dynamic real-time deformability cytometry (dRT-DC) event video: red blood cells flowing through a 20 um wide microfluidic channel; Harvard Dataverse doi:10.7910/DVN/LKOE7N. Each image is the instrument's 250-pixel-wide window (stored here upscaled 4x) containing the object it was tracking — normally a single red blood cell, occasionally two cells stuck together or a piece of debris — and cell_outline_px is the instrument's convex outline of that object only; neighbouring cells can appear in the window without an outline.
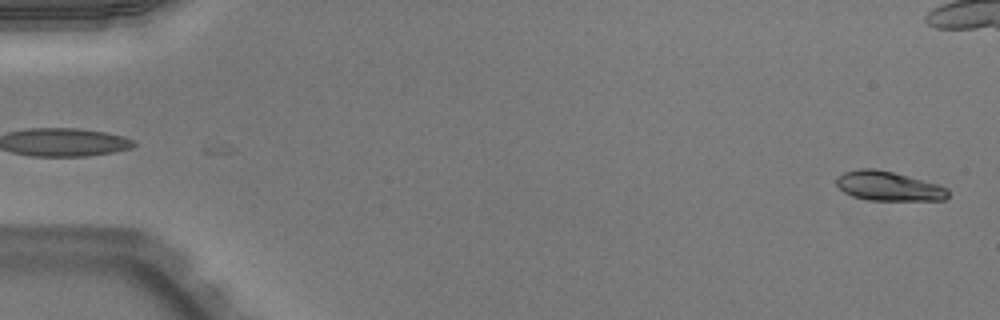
{"species": "Egyptian fruit bat (a non-hibernating species)", "species_latin": "Rousettus aegyptiacus", "temperature_condition": "warm", "stored_images_in_passage": 51, "camera_frame_rate_fps": 3000, "um_per_image_px": 0.085, "animal": {"sex": "male"}, "frame": {"image": 1, "passage_image": 1, "time_ms": 0.0, "image_size_px": [1000, 320], "cell_outline_px": [[948, 196], [944, 200], [868, 200], [852, 196], [844, 192], [836, 184], [836, 176], [844, 172], [856, 168], [876, 168], [908, 176], [936, 184], [948, 188]], "centroid_in_image_um": [75.48, 15.81], "position_along_channel_um": 9.5, "area_um2": 19.13}}
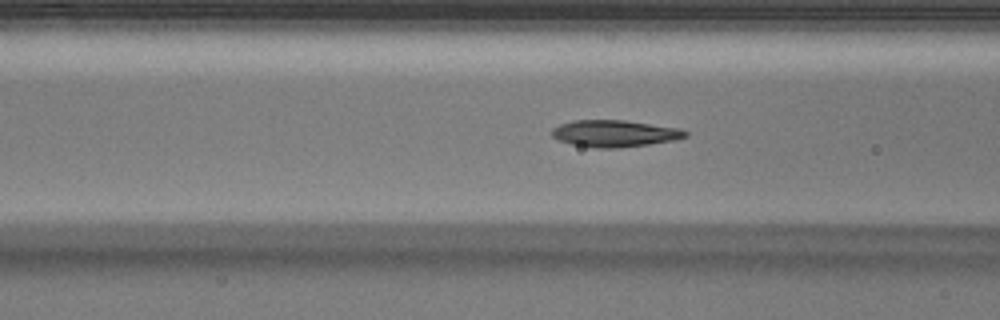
{"frame": {"image": 2, "passage_image": 20, "time_ms": 6.333, "image_size_px": [1000, 320], "cell_outline_px": [[688, 136], [676, 140], [648, 144], [616, 148], [592, 148], [572, 144], [560, 140], [552, 136], [552, 128], [560, 124], [572, 120], [624, 120], [680, 128], [688, 132]], "centroid_in_image_um": [52.25, 11.34], "position_along_channel_um": 114.3, "area_um2": 20.87}}
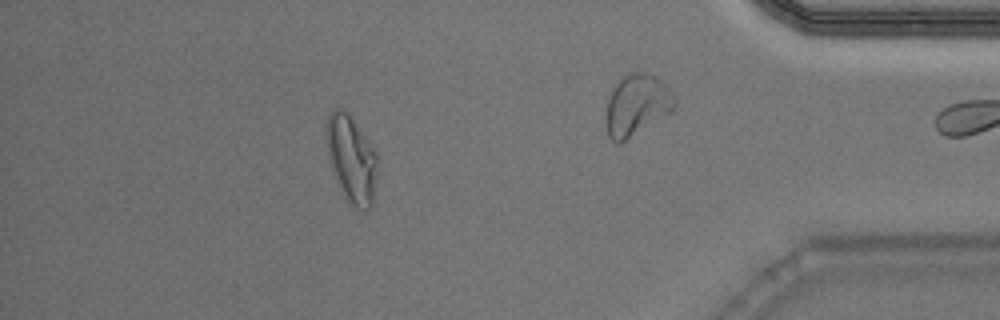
{"frame": {"image": 3, "passage_image": 45, "time_ms": 14.667, "image_size_px": [1000, 320], "cell_outline_px": [[376, 160], [372, 204], [368, 208], [360, 208], [348, 204], [340, 192], [332, 168], [328, 152], [324, 132], [328, 116], [336, 108], [344, 108], [348, 112], [376, 152]], "centroid_in_image_um": [29.82, 13.49], "position_along_channel_um": 405.4, "area_um2": 25.49}, "authors_computed_cell_mechanics": {"area_um2": 20.1722, "velocity_mm_per_s": 3.9947, "shape_relaxation_time_tau1_ms": null, "shape_relaxation_time_tau2_ms": 2.1994, "deformation_change_tau1": null, "deformation_change_tau2": 0.093}}